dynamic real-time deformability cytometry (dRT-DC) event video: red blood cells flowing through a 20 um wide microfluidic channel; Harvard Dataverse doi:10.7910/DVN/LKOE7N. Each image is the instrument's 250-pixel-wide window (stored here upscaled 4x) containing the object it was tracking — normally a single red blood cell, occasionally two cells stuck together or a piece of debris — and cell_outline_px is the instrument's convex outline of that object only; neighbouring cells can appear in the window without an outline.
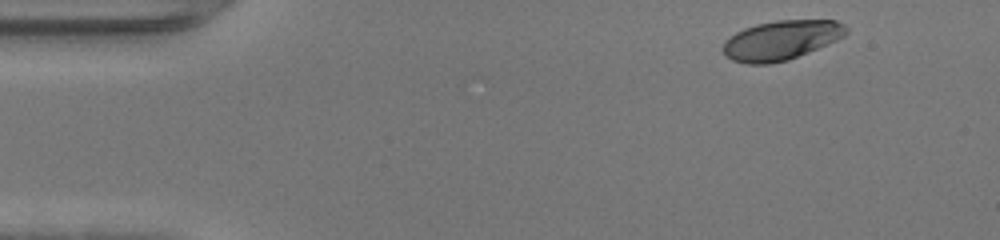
{"species": "human", "species_latin": "Homo sapiens", "temperature_condition": "warm", "stored_images_in_passage": 43, "camera_frame_rate_fps": 3000, "um_per_image_px": 0.085, "donor": {"sex": "female"}, "frame": {"image": 1, "passage_image": 1, "time_ms": 0.0, "image_size_px": [1000, 240], "cell_outline_px": [[848, 32], [844, 36], [836, 40], [788, 60], [768, 64], [748, 64], [732, 60], [724, 56], [724, 40], [736, 32], [744, 28], [756, 24], [776, 20], [836, 20], [844, 24], [848, 28]], "centroid_in_image_um": [66.39, 3.41], "position_along_channel_um": 18.6, "area_um2": 28.26}}
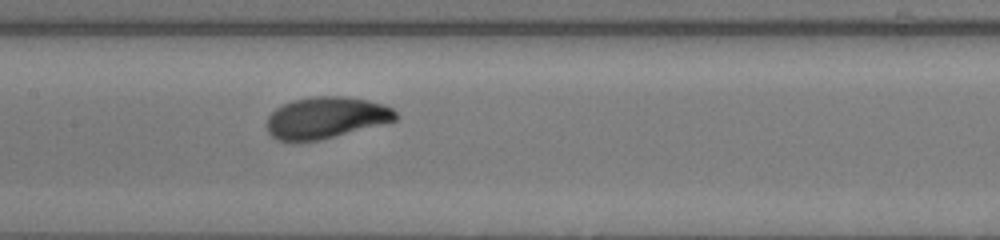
{"frame": {"image": 2, "passage_image": 19, "time_ms": 6.0, "image_size_px": [1000, 240], "cell_outline_px": [[400, 116], [396, 120], [320, 140], [280, 140], [272, 136], [268, 132], [268, 116], [276, 108], [292, 100], [312, 96], [344, 96], [368, 100], [384, 104], [392, 108]], "centroid_in_image_um": [27.74, 9.98], "position_along_channel_um": 179.7, "area_um2": 30.87}}
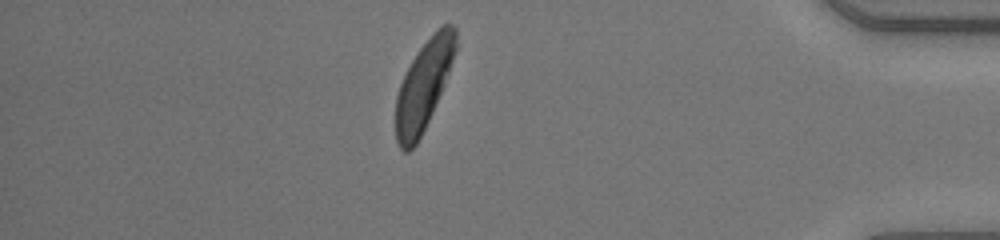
{"frame": {"image": 3, "passage_image": 37, "time_ms": 12.0, "image_size_px": [1000, 240], "cell_outline_px": [[456, 48], [444, 84], [432, 112], [416, 144], [408, 152], [404, 152], [400, 148], [396, 140], [396, 96], [400, 84], [412, 60], [420, 48], [436, 28], [444, 24], [452, 24], [456, 28]], "centroid_in_image_um": [36.0, 7.25], "position_along_channel_um": 399.2, "area_um2": 30.46}, "authors_computed_cell_mechanics": {"area_um2": 31.0386, "velocity_mm_per_s": 4.347, "shape_relaxation_time_tau1_ms": 2.4106, "shape_relaxation_time_tau2_ms": null, "deformation_change_tau1": 0.1514, "deformation_change_tau2": null}}